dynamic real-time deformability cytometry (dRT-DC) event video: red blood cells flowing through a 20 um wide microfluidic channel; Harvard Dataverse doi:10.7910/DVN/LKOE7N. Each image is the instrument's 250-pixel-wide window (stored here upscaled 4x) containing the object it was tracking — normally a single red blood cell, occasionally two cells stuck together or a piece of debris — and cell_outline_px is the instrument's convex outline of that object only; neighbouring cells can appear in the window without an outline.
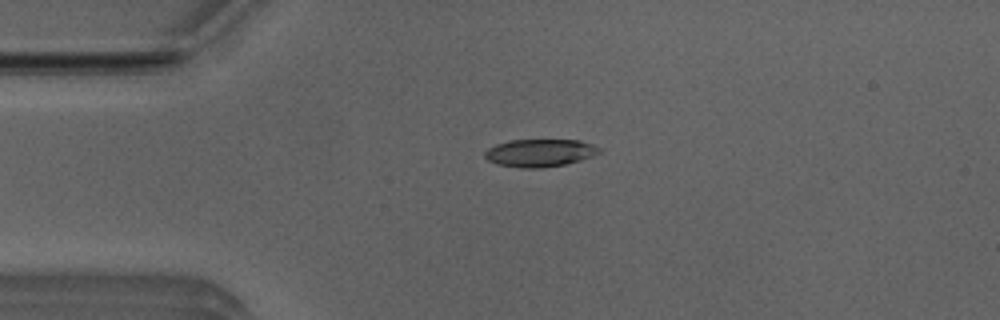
{"species": "Egyptian fruit bat (a non-hibernating species)", "species_latin": "Rousettus aegyptiacus", "temperature_condition": "room temperature", "stored_images_in_passage": 3, "camera_frame_rate_fps": 3000, "um_per_image_px": 0.085, "animal": {"sex": "male"}, "frame": {"image": 1, "passage_image": 2, "time_ms": 0.333, "image_size_px": [1000, 320], "cell_outline_px": [[600, 152], [592, 156], [580, 160], [564, 164], [540, 168], [524, 168], [496, 164], [488, 160], [484, 156], [484, 152], [488, 148], [496, 144], [508, 140], [580, 140], [592, 144], [600, 148]], "centroid_in_image_um": [45.86, 12.99], "position_along_channel_um": 39.1, "area_um2": 18.38}}